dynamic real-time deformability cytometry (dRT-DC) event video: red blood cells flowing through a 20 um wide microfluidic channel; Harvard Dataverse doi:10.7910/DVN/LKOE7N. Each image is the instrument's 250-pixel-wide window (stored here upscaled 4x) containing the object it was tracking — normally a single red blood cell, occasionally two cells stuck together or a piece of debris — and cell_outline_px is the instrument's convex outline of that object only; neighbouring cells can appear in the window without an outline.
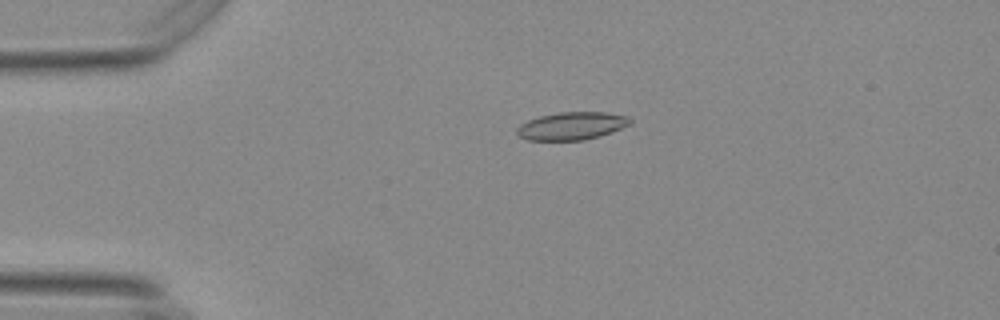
{"species": "Egyptian fruit bat (a non-hibernating species)", "species_latin": "Rousettus aegyptiacus", "temperature_condition": "warm", "stored_images_in_passage": 56, "camera_frame_rate_fps": 3000, "um_per_image_px": 0.085, "animal": {"sex": "female"}, "frame": {"image": 1, "passage_image": 13, "time_ms": 4.0, "image_size_px": [1000, 320], "cell_outline_px": [[632, 124], [612, 132], [600, 136], [584, 140], [528, 140], [520, 136], [516, 132], [516, 128], [520, 124], [528, 120], [540, 116], [560, 112], [604, 112], [628, 116], [632, 120]], "centroid_in_image_um": [48.62, 10.7], "position_along_channel_um": 36.4, "area_um2": 18.38}}
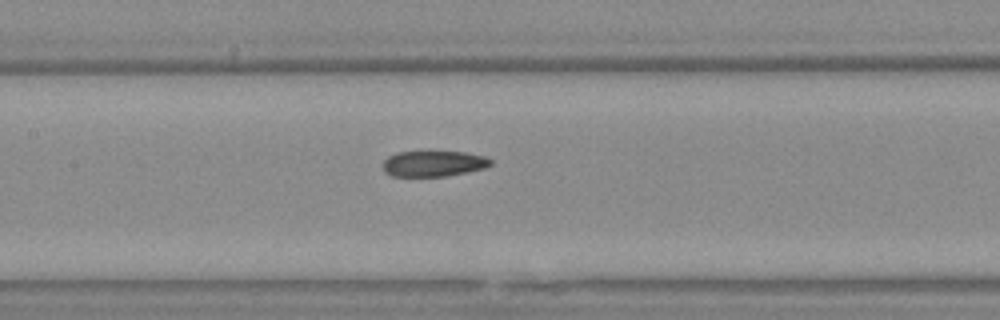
{"frame": {"image": 2, "passage_image": 27, "time_ms": 8.667, "image_size_px": [1000, 320], "cell_outline_px": [[492, 164], [484, 168], [468, 172], [444, 176], [392, 176], [384, 172], [384, 160], [388, 156], [396, 152], [432, 148], [464, 152], [484, 156], [492, 160]], "centroid_in_image_um": [36.83, 13.84], "position_along_channel_um": 170.6, "area_um2": 17.05}}
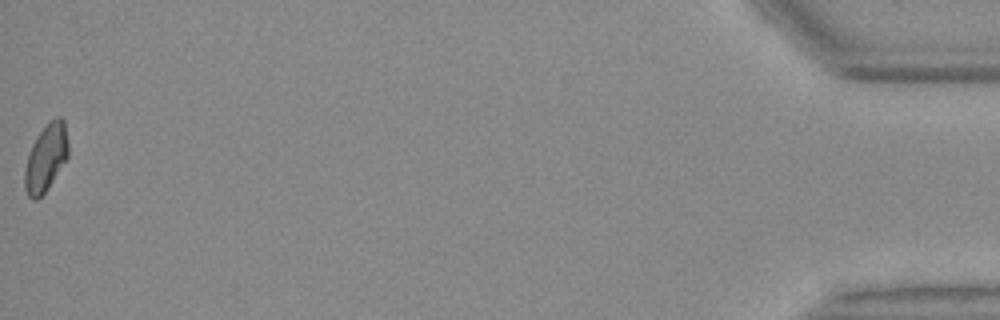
{"frame": {"image": 3, "passage_image": 56, "time_ms": 18.333, "image_size_px": [1000, 320], "cell_outline_px": [[68, 156], [48, 188], [36, 200], [32, 200], [28, 196], [24, 188], [24, 172], [28, 152], [32, 144], [48, 120], [56, 116], [60, 116], [64, 120], [68, 144]], "centroid_in_image_um": [3.89, 13.4], "position_along_channel_um": 431.3, "area_um2": 17.11}, "authors_computed_cell_mechanics": {"area_um2": 17.4556, "velocity_mm_per_s": 3.7178, "shape_relaxation_time_tau1_ms": null, "shape_relaxation_time_tau2_ms": 1.8093, "deformation_change_tau1": null, "deformation_change_tau2": 0.0646}}